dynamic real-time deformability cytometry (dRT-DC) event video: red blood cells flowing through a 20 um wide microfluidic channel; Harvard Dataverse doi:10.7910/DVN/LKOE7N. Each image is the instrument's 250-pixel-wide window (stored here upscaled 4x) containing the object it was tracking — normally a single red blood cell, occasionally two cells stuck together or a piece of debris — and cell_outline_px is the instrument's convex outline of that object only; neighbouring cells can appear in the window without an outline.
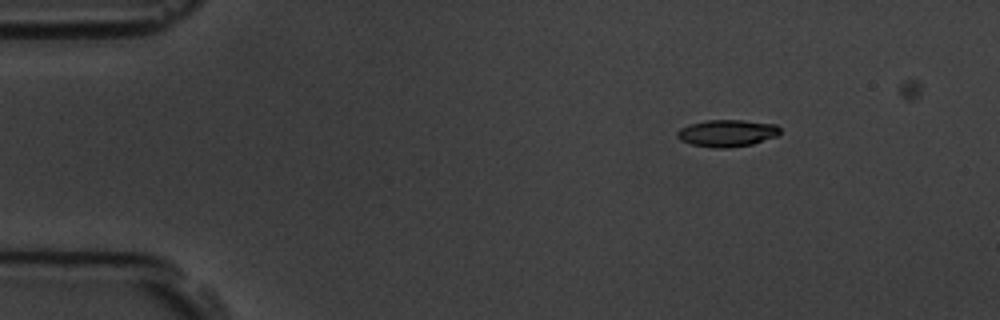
{"species": "common noctule bat (a hibernating species)", "species_latin": "Nyctalus noctula", "temperature_condition": "room temperature", "stored_images_in_passage": 4, "camera_frame_rate_fps": 3000, "um_per_image_px": 0.085, "animal": {"sex": "male", "body_mass_g": 19.5, "forearm_length_mm": 54.6}, "frame": {"image": 1, "passage_image": 2, "time_ms": 2.0, "image_size_px": [1000, 320], "cell_outline_px": [[780, 132], [776, 136], [752, 144], [728, 148], [712, 148], [692, 144], [680, 140], [676, 136], [676, 132], [680, 128], [688, 124], [704, 120], [744, 120], [776, 124], [780, 128]], "centroid_in_image_um": [61.77, 11.31], "position_along_channel_um": 23.2, "area_um2": 16.3}}